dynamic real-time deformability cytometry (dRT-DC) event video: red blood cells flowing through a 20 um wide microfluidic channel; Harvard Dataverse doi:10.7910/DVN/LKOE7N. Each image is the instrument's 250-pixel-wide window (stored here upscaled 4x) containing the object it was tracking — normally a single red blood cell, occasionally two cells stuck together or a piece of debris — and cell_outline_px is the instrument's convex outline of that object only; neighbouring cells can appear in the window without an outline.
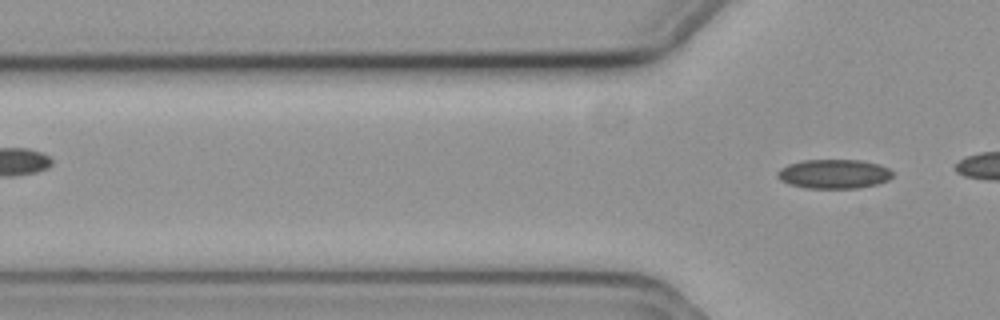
{"species": "common noctule bat (a hibernating species)", "species_latin": "Nyctalus noctula", "temperature_condition": "cold", "stored_images_in_passage": 2, "camera_frame_rate_fps": 3000, "um_per_image_px": 0.085, "animal": {"sex": "female", "body_mass_g": 19.3, "forearm_length_mm": 54.1}, "frame": {"image": 1, "passage_image": 2, "time_ms": 0.333, "image_size_px": [1000, 320], "cell_outline_px": [[892, 176], [888, 180], [876, 184], [860, 188], [804, 188], [788, 184], [780, 180], [776, 176], [776, 172], [780, 168], [788, 164], [804, 160], [860, 160], [876, 164], [888, 168], [892, 172]], "centroid_in_image_um": [70.83, 14.79], "position_along_channel_um": 55.0, "area_um2": 19.65}}